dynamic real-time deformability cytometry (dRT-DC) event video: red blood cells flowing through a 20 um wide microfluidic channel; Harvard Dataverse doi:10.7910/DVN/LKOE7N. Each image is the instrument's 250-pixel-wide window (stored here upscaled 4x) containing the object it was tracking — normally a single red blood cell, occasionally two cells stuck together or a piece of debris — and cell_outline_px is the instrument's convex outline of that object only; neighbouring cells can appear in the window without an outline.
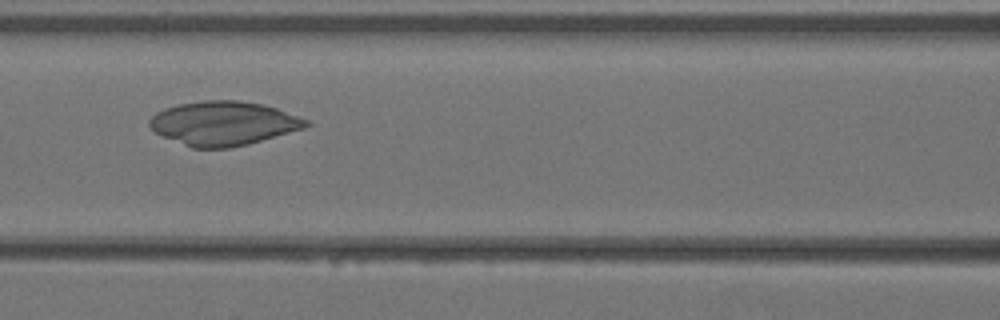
{"species": "Egyptian fruit bat (a non-hibernating species)", "species_latin": "Rousettus aegyptiacus", "temperature_condition": "warm", "stored_images_in_passage": 6, "camera_frame_rate_fps": 3000, "um_per_image_px": 0.085, "animal": {"sex": "female"}, "frame": {"image": 1, "passage_image": 6, "time_ms": 1.667, "image_size_px": [1000, 320], "cell_outline_px": [[312, 124], [304, 128], [248, 144], [228, 148], [192, 148], [164, 136], [156, 132], [148, 124], [148, 120], [156, 112], [164, 108], [180, 104], [204, 100], [240, 100], [260, 104], [276, 108], [308, 120]], "centroid_in_image_um": [18.99, 10.48], "position_along_channel_um": 147.6, "area_um2": 39.88}}